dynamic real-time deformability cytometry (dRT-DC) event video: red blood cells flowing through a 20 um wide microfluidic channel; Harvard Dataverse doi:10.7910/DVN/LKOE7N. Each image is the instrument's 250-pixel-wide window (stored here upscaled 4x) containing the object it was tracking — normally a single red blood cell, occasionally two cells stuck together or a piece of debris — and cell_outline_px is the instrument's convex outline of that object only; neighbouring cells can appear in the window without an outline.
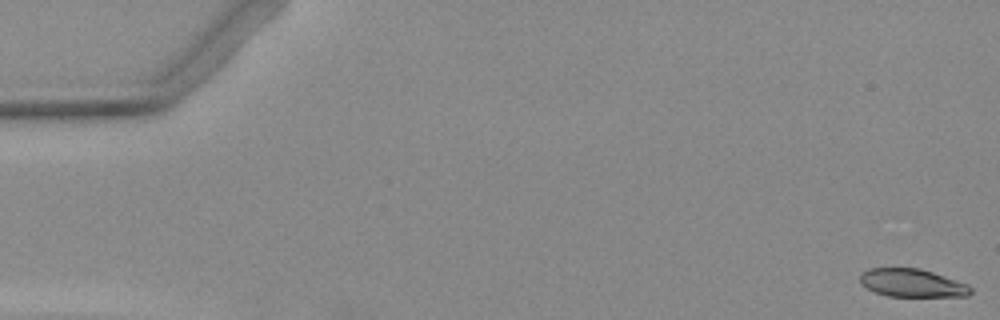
{"species": "Egyptian fruit bat (a non-hibernating species)", "species_latin": "Rousettus aegyptiacus", "temperature_condition": "warm", "stored_images_in_passage": 14, "camera_frame_rate_fps": 3000, "um_per_image_px": 0.085, "animal": {"sex": "female"}, "frame": {"image": 1, "passage_image": 1, "time_ms": 0.0, "image_size_px": [1000, 320], "cell_outline_px": [[972, 292], [968, 296], [888, 296], [876, 292], [860, 284], [860, 276], [868, 268], [920, 268], [968, 284], [972, 288]], "centroid_in_image_um": [77.54, 24.05], "position_along_channel_um": 7.5, "area_um2": 17.98}}